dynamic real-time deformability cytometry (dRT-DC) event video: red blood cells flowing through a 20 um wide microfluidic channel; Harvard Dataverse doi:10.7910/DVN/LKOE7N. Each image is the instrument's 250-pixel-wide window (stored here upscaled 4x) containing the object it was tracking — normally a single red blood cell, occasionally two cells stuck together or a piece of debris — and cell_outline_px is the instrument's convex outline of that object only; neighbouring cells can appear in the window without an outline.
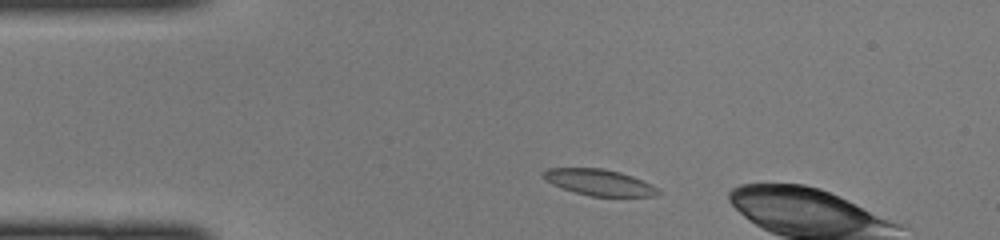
{"species": "common noctule bat (a hibernating species)", "species_latin": "Nyctalus noctula", "temperature_condition": "cold", "stored_images_in_passage": 4, "camera_frame_rate_fps": 3000, "um_per_image_px": 0.085, "animal": {"sex": "female", "body_mass_g": 22.0, "forearm_length_mm": 56.7}, "frame": {"image": 1, "passage_image": 1, "time_ms": 0.0, "image_size_px": [1000, 240], "cell_outline_px": [[660, 192], [656, 196], [592, 196], [576, 192], [552, 184], [544, 180], [540, 172], [548, 168], [604, 168], [620, 172], [632, 176], [652, 184]], "centroid_in_image_um": [50.9, 15.49], "position_along_channel_um": 34.1, "area_um2": 17.46}}